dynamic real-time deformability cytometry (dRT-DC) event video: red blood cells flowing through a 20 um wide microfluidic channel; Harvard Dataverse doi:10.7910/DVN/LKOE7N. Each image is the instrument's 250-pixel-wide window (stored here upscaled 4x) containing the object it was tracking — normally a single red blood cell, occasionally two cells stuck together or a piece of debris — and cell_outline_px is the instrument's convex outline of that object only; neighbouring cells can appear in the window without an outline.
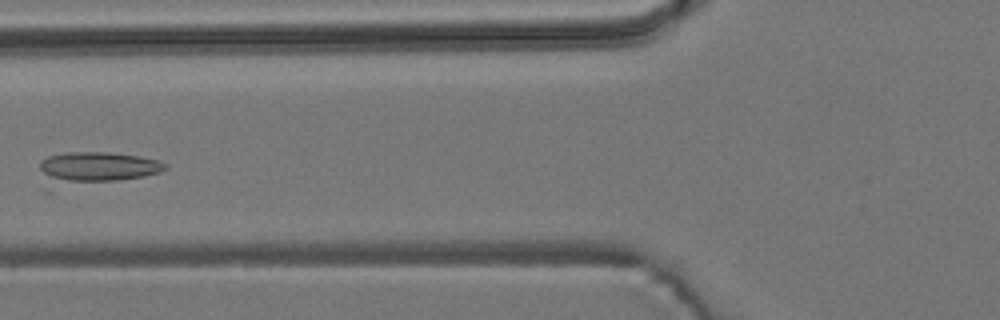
{"species": "common noctule bat (a hibernating species)", "species_latin": "Nyctalus noctula", "temperature_condition": "room temperature", "stored_images_in_passage": 2, "camera_frame_rate_fps": 3000, "um_per_image_px": 0.085, "animal": {"sex": "male", "body_mass_g": 19.2, "forearm_length_mm": 51.8}, "frame": {"image": 1, "passage_image": 2, "time_ms": 1.333, "image_size_px": [1000, 320], "cell_outline_px": [[168, 168], [160, 172], [144, 176], [52, 192], [44, 192], [40, 168], [40, 160], [48, 156], [64, 152], [108, 152], [140, 156], [160, 160], [168, 164]], "centroid_in_image_um": [7.97, 14.37], "position_along_channel_um": 117.8, "area_um2": 25.49}}